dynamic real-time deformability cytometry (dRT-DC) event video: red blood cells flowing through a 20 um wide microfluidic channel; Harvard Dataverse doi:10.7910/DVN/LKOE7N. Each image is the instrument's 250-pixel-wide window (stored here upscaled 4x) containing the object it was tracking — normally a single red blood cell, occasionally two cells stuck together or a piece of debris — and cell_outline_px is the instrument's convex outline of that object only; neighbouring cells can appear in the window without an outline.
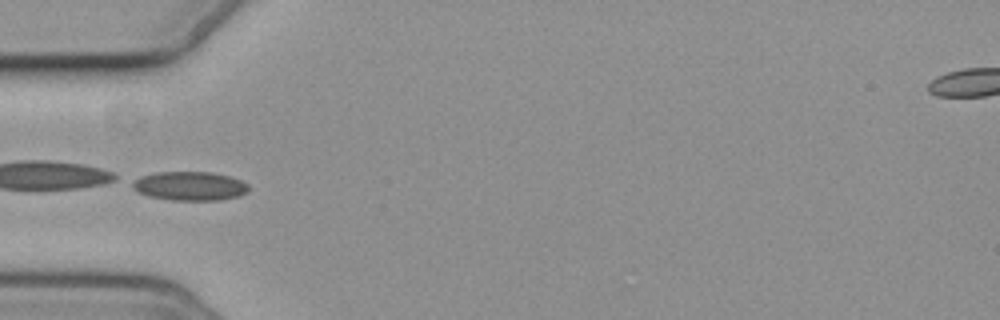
{"species": "common noctule bat (a hibernating species)", "species_latin": "Nyctalus noctula", "temperature_condition": "cold", "stored_images_in_passage": 10, "camera_frame_rate_fps": 3000, "um_per_image_px": 0.085, "animal": {"sex": "female", "body_mass_g": 19.3, "forearm_length_mm": 54.1}, "frame": {"image": 1, "passage_image": 4, "time_ms": 3.667, "image_size_px": [1000, 320], "cell_outline_px": [[248, 192], [240, 196], [220, 200], [172, 200], [148, 196], [136, 192], [132, 188], [132, 180], [140, 176], [156, 172], [212, 172], [228, 176], [240, 180], [248, 184]], "centroid_in_image_um": [16.1, 15.81], "position_along_channel_um": 68.9, "area_um2": 19.77}}
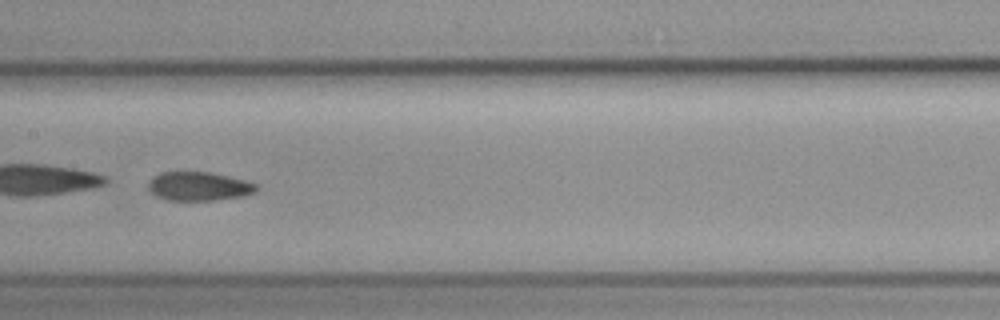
{"frame": {"image": 2, "passage_image": 7, "time_ms": 7.0, "image_size_px": [1000, 320], "cell_outline_px": [[260, 188], [256, 192], [244, 196], [212, 200], [164, 200], [148, 192], [148, 180], [152, 176], [160, 172], [212, 172], [244, 180], [256, 184]], "centroid_in_image_um": [16.86, 15.83], "position_along_channel_um": 190.5, "area_um2": 18.44}}
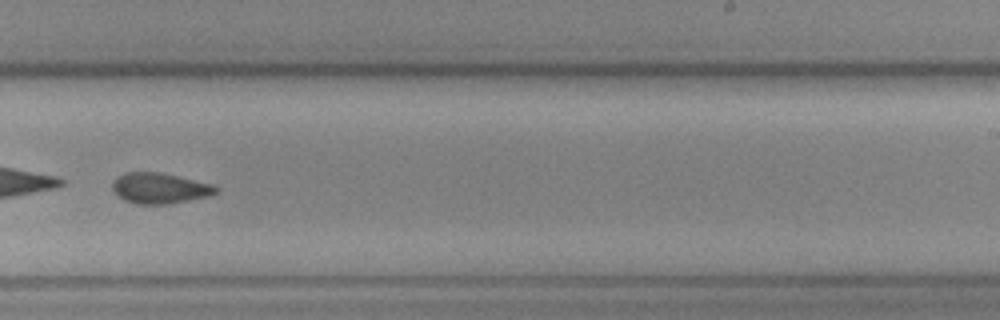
{"frame": {"image": 3, "passage_image": 9, "time_ms": 9.333, "image_size_px": [1000, 320], "cell_outline_px": [[220, 192], [208, 196], [168, 204], [136, 204], [124, 200], [112, 188], [112, 180], [116, 176], [128, 172], [160, 172], [212, 184], [220, 188]], "centroid_in_image_um": [13.59, 15.99], "position_along_channel_um": 275.4, "area_um2": 18.5}}